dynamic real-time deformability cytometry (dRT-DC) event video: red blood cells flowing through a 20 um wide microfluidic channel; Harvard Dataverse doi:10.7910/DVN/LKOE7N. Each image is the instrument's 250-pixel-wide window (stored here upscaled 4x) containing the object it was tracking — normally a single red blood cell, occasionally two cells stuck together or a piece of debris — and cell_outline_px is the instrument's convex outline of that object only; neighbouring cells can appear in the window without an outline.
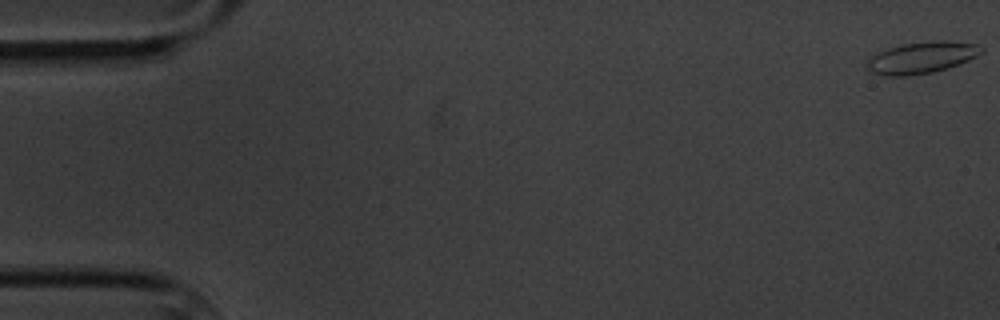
{"species": "common noctule bat (a hibernating species)", "species_latin": "Nyctalus noctula", "temperature_condition": "cold", "stored_images_in_passage": 2, "segment_of_instrument_passage": [2, 2], "camera_frame_rate_fps": 3000, "um_per_image_px": 0.085, "animal": {"sex": "male", "body_mass_g": 20.1, "forearm_length_mm": 53.5}, "frame": {"image": 1, "passage_image": 2, "time_ms": 2.0, "image_size_px": [1000, 320], "cell_outline_px": [[984, 52], [960, 64], [948, 68], [932, 72], [908, 76], [884, 76], [868, 72], [864, 68], [864, 60], [868, 56], [888, 48], [904, 44], [928, 40], [948, 40], [976, 44], [984, 48]], "centroid_in_image_um": [78.26, 4.9], "position_along_channel_um": 6.7, "area_um2": 21.73}}